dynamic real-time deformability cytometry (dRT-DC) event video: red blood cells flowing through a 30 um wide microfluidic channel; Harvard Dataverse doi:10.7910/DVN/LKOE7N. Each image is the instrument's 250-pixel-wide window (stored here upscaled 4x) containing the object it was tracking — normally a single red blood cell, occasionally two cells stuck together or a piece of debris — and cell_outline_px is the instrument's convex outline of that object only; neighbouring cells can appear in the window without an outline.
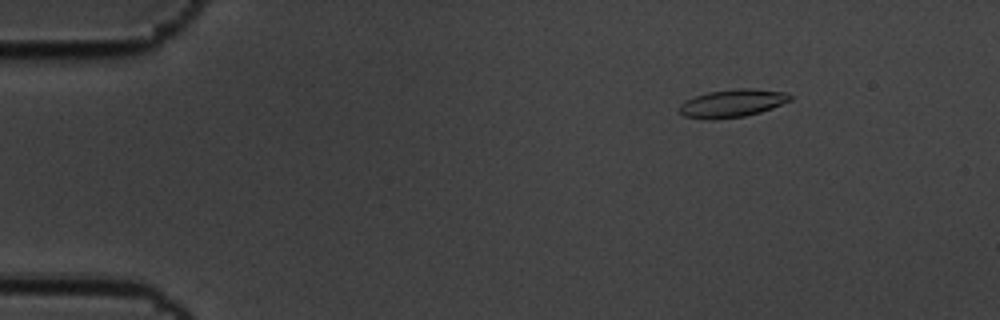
{"species": "common noctule bat (a hibernating species)", "species_latin": "Nyctalus noctula", "temperature_condition": "cold", "stored_images_in_passage": 52, "camera_frame_rate_fps": 3000, "um_per_image_px": 0.085, "animal": {"sex": "male", "body_mass_g": 19.5, "forearm_length_mm": 54.6}, "frame": {"image": 1, "passage_image": 2, "time_ms": 0.333, "image_size_px": [1000, 320], "cell_outline_px": [[792, 100], [772, 108], [760, 112], [744, 116], [712, 120], [708, 120], [684, 116], [680, 112], [680, 104], [684, 100], [708, 92], [736, 88], [756, 88], [788, 92], [792, 96]], "centroid_in_image_um": [62.27, 8.77], "position_along_channel_um": 22.7, "area_um2": 18.21}}
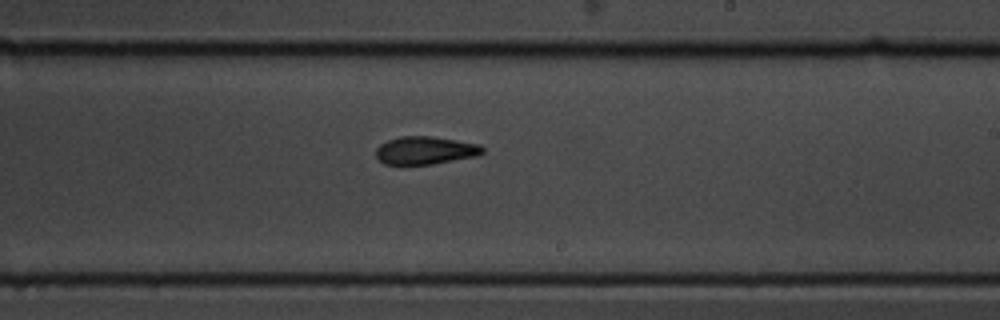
{"frame": {"image": 2, "passage_image": 29, "time_ms": 9.333, "image_size_px": [1000, 320], "cell_outline_px": [[484, 152], [476, 156], [432, 164], [384, 164], [376, 156], [376, 148], [380, 144], [388, 140], [400, 136], [432, 136], [480, 144], [484, 148]], "centroid_in_image_um": [36.15, 12.77], "position_along_channel_um": 252.9, "area_um2": 17.28}}
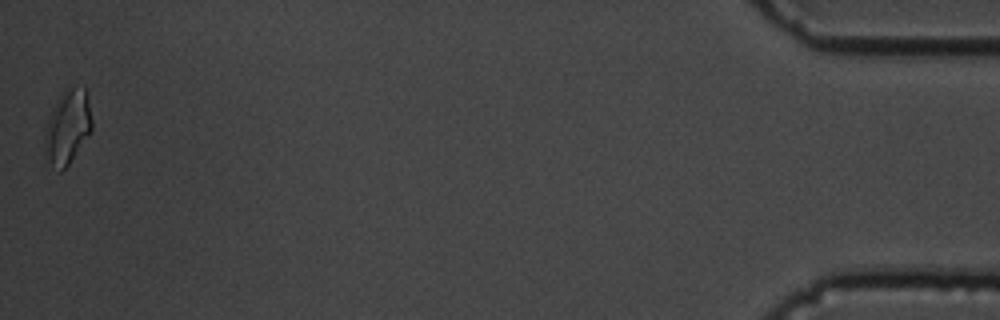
{"frame": {"image": 3, "passage_image": 52, "time_ms": 17.0, "image_size_px": [1000, 320], "cell_outline_px": [[92, 132], [68, 164], [60, 172], [48, 156], [44, 144], [44, 136], [48, 120], [56, 100], [60, 92], [68, 88], [84, 84], [88, 100], [92, 120]], "centroid_in_image_um": [5.78, 10.71], "position_along_channel_um": 429.4, "area_um2": 20.11}, "authors_computed_cell_mechanics": {"area_um2": 17.6868, "velocity_mm_per_s": 3.4639, "shape_relaxation_time_tau1_ms": 5.2478, "shape_relaxation_time_tau2_ms": 2.7967, "deformation_change_tau1": 0.1585, "deformation_change_tau2": 0.093}}